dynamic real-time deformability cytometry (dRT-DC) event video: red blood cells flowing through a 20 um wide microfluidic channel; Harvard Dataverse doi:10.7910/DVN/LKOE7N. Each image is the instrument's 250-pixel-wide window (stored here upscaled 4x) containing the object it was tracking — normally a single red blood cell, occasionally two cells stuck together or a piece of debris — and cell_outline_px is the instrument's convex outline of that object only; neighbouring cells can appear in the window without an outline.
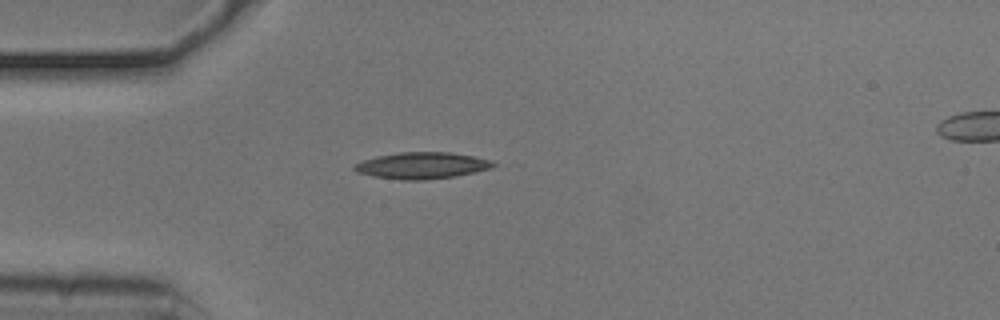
{"species": "common noctule bat (a hibernating species)", "species_latin": "Nyctalus noctula", "temperature_condition": "cold", "stored_images_in_passage": 40, "camera_frame_rate_fps": 3000, "um_per_image_px": 0.085, "animal": {"sex": "male", "body_mass_g": 20.5, "forearm_length_mm": 52.5}, "frame": {"image": 1, "passage_image": 1, "time_ms": 0.0, "image_size_px": [1000, 320], "cell_outline_px": [[500, 164], [492, 168], [476, 172], [456, 176], [428, 180], [400, 180], [372, 176], [356, 172], [352, 168], [352, 164], [376, 156], [400, 152], [452, 152], [492, 160]], "centroid_in_image_um": [35.88, 14.07], "position_along_channel_um": 49.1, "area_um2": 21.85}}
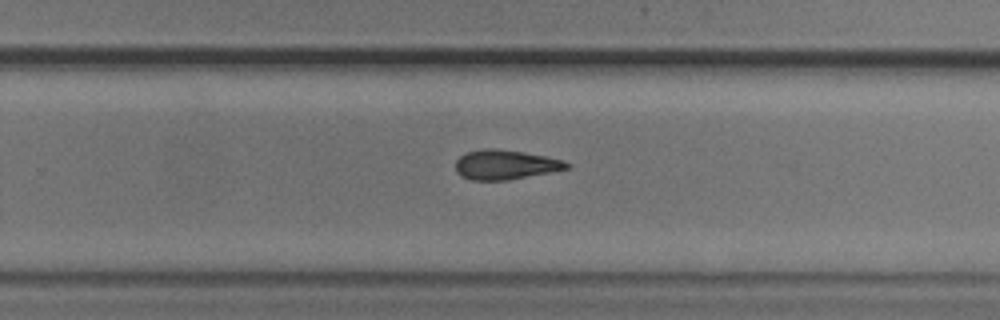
{"frame": {"image": 2, "passage_image": 21, "time_ms": 6.667, "image_size_px": [1000, 320], "cell_outline_px": [[572, 168], [508, 180], [472, 180], [460, 176], [456, 172], [456, 160], [460, 156], [468, 152], [484, 148], [496, 148], [544, 156], [564, 160], [572, 164]], "centroid_in_image_um": [42.97, 14.0], "position_along_channel_um": 286.8, "area_um2": 19.19}}
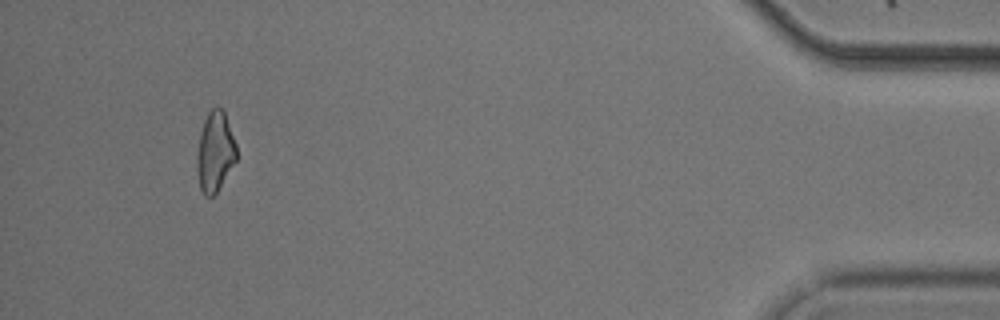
{"frame": {"image": 3, "passage_image": 37, "time_ms": 12.0, "image_size_px": [1000, 320], "cell_outline_px": [[236, 160], [216, 192], [212, 196], [204, 196], [200, 188], [196, 168], [196, 156], [200, 132], [204, 120], [208, 112], [212, 108], [220, 108], [224, 112], [236, 144]], "centroid_in_image_um": [18.25, 12.9], "position_along_channel_um": 417.0, "area_um2": 18.21}, "authors_computed_cell_mechanics": {"area_um2": 19.4497, "velocity_mm_per_s": 3.745, "shape_relaxation_time_tau1_ms": 10.0788, "shape_relaxation_time_tau2_ms": null, "deformation_change_tau1": 0.1991, "deformation_change_tau2": null}}